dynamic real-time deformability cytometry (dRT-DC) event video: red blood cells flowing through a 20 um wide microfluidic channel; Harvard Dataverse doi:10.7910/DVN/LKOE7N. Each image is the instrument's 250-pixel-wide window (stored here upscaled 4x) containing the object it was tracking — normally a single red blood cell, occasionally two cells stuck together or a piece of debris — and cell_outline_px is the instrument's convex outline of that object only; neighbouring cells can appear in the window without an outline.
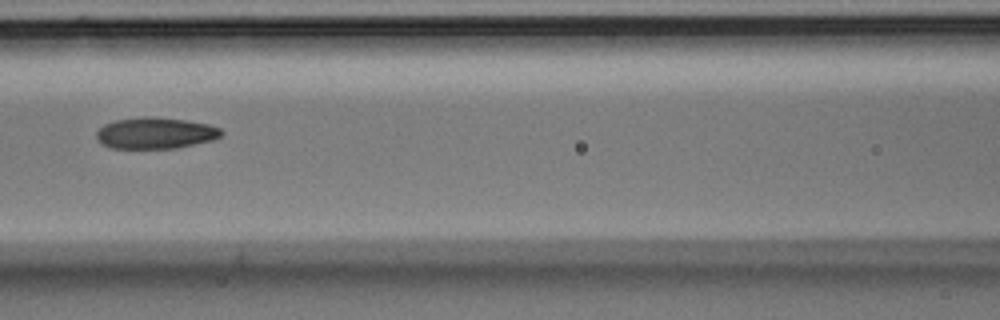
{"species": "Egyptian fruit bat (a non-hibernating species)", "species_latin": "Rousettus aegyptiacus", "temperature_condition": "room temperature", "stored_images_in_passage": 8, "camera_frame_rate_fps": 3000, "um_per_image_px": 0.085, "animal": {"sex": "male"}, "frame": {"image": 1, "passage_image": 6, "time_ms": 1.667, "image_size_px": [1000, 320], "cell_outline_px": [[224, 132], [220, 136], [212, 140], [176, 148], [112, 148], [104, 144], [96, 136], [96, 132], [104, 124], [116, 120], [144, 116], [152, 116], [184, 120], [208, 124], [220, 128]], "centroid_in_image_um": [13.22, 11.3], "position_along_channel_um": 153.4, "area_um2": 22.6}}
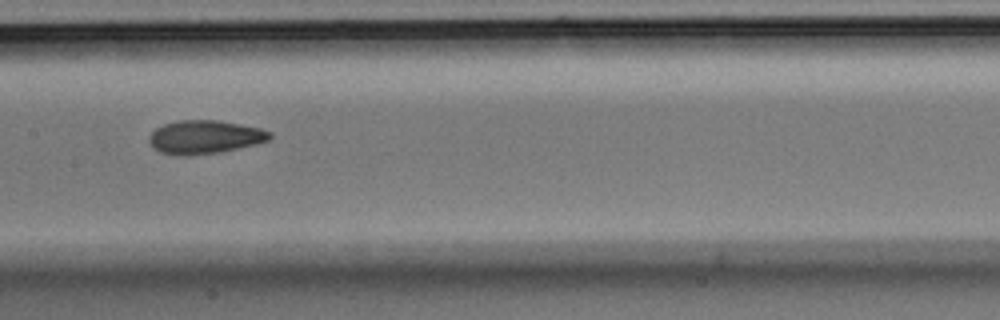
{"frame": {"image": 2, "passage_image": 7, "time_ms": 2.0, "image_size_px": [1000, 320], "cell_outline_px": [[272, 136], [268, 140], [256, 144], [220, 152], [188, 156], [184, 156], [160, 152], [152, 148], [148, 140], [148, 136], [156, 128], [164, 124], [180, 120], [216, 120], [240, 124], [260, 128], [272, 132]], "centroid_in_image_um": [17.38, 11.65], "position_along_channel_um": 190.0, "area_um2": 23.58}}
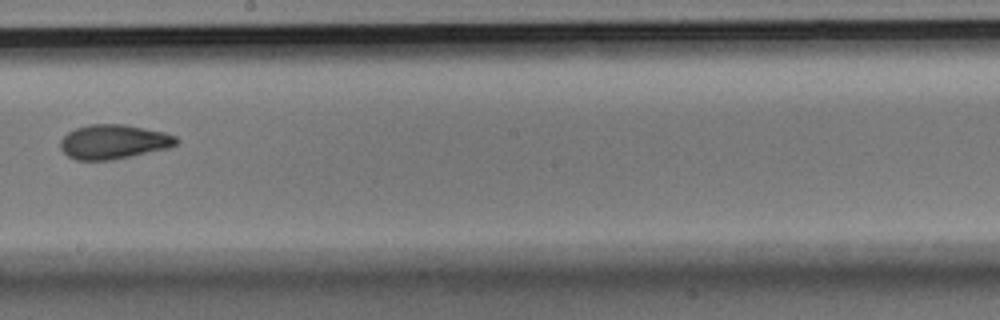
{"frame": {"image": 3, "passage_image": 8, "time_ms": 2.333, "image_size_px": [1000, 320], "cell_outline_px": [[180, 140], [176, 144], [168, 148], [132, 156], [112, 160], [76, 160], [68, 156], [60, 148], [60, 140], [68, 132], [76, 128], [88, 124], [124, 124], [164, 132], [176, 136]], "centroid_in_image_um": [9.65, 12.05], "position_along_channel_um": 238.5, "area_um2": 23.29}}